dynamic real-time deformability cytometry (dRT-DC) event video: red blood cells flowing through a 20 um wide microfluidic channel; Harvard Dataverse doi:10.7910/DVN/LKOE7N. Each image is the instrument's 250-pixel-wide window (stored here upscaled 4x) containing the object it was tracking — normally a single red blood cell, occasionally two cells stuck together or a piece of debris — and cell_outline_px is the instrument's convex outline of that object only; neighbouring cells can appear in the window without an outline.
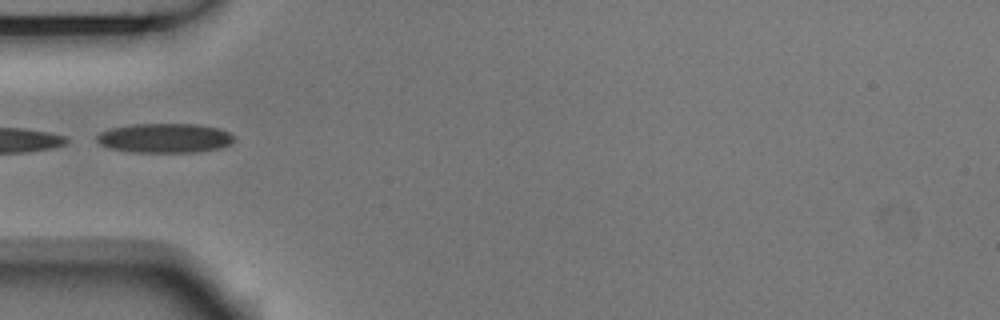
{"species": "Egyptian fruit bat (a non-hibernating species)", "species_latin": "Rousettus aegyptiacus", "temperature_condition": "room temperature", "stored_images_in_passage": 5, "camera_frame_rate_fps": 3000, "um_per_image_px": 0.085, "animal": {"sex": "male"}, "frame": {"image": 1, "passage_image": 4, "time_ms": 1.0, "image_size_px": [1000, 320], "cell_outline_px": [[236, 140], [232, 144], [220, 148], [196, 152], [132, 152], [112, 148], [100, 144], [96, 140], [96, 136], [100, 132], [112, 128], [136, 124], [196, 124], [220, 128], [228, 132]], "centroid_in_image_um": [14.05, 11.74], "position_along_channel_um": 71.0, "area_um2": 23.52}}
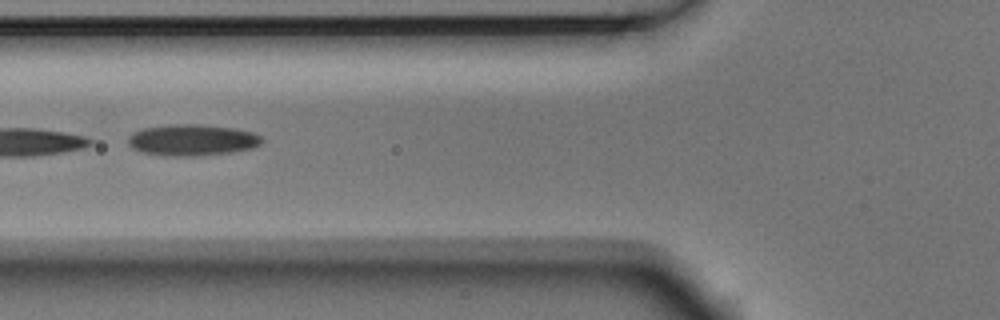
{"frame": {"image": 2, "passage_image": 5, "time_ms": 1.333, "image_size_px": [1000, 320], "cell_outline_px": [[264, 140], [260, 144], [252, 148], [228, 152], [184, 156], [176, 156], [144, 152], [132, 148], [128, 144], [128, 136], [132, 132], [144, 128], [168, 124], [200, 124], [232, 128], [252, 132], [260, 136]], "centroid_in_image_um": [16.31, 11.88], "position_along_channel_um": 109.5, "area_um2": 24.04}}